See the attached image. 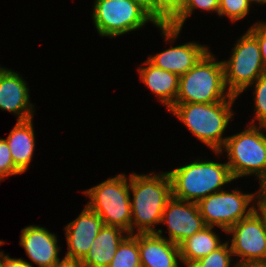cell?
Masks as SVG:
<instances>
[{"instance_id": "6da1fadb", "label": "cell", "mask_w": 266, "mask_h": 267, "mask_svg": "<svg viewBox=\"0 0 266 267\" xmlns=\"http://www.w3.org/2000/svg\"><path fill=\"white\" fill-rule=\"evenodd\" d=\"M133 173L129 176V188L133 195L131 203V234L155 233L161 223L167 201L172 197L168 172L154 174Z\"/></svg>"}, {"instance_id": "7a4b0ae2", "label": "cell", "mask_w": 266, "mask_h": 267, "mask_svg": "<svg viewBox=\"0 0 266 267\" xmlns=\"http://www.w3.org/2000/svg\"><path fill=\"white\" fill-rule=\"evenodd\" d=\"M172 197L198 203L234 181L227 163L197 159L168 172Z\"/></svg>"}, {"instance_id": "3957f363", "label": "cell", "mask_w": 266, "mask_h": 267, "mask_svg": "<svg viewBox=\"0 0 266 267\" xmlns=\"http://www.w3.org/2000/svg\"><path fill=\"white\" fill-rule=\"evenodd\" d=\"M234 101L217 103H175L169 110L198 140L215 151H220L227 139L223 133L234 110Z\"/></svg>"}, {"instance_id": "277c9868", "label": "cell", "mask_w": 266, "mask_h": 267, "mask_svg": "<svg viewBox=\"0 0 266 267\" xmlns=\"http://www.w3.org/2000/svg\"><path fill=\"white\" fill-rule=\"evenodd\" d=\"M210 50L180 76L175 103H217L235 101L225 85L224 65Z\"/></svg>"}, {"instance_id": "5b68a950", "label": "cell", "mask_w": 266, "mask_h": 267, "mask_svg": "<svg viewBox=\"0 0 266 267\" xmlns=\"http://www.w3.org/2000/svg\"><path fill=\"white\" fill-rule=\"evenodd\" d=\"M266 131L265 125H249L245 130L227 136L223 149L215 154L227 152V165L233 178L255 175L261 183L266 178ZM262 130V131H261Z\"/></svg>"}, {"instance_id": "8992f818", "label": "cell", "mask_w": 266, "mask_h": 267, "mask_svg": "<svg viewBox=\"0 0 266 267\" xmlns=\"http://www.w3.org/2000/svg\"><path fill=\"white\" fill-rule=\"evenodd\" d=\"M87 207L100 216L104 225L117 226L131 234L129 177L118 174L84 191Z\"/></svg>"}, {"instance_id": "52a82bcc", "label": "cell", "mask_w": 266, "mask_h": 267, "mask_svg": "<svg viewBox=\"0 0 266 267\" xmlns=\"http://www.w3.org/2000/svg\"><path fill=\"white\" fill-rule=\"evenodd\" d=\"M93 7V23L103 37L114 38L139 30L147 22L159 25L149 11L134 0H95Z\"/></svg>"}, {"instance_id": "ba28073f", "label": "cell", "mask_w": 266, "mask_h": 267, "mask_svg": "<svg viewBox=\"0 0 266 267\" xmlns=\"http://www.w3.org/2000/svg\"><path fill=\"white\" fill-rule=\"evenodd\" d=\"M229 60H223L225 85L233 96L266 73L257 39L247 30L234 45Z\"/></svg>"}, {"instance_id": "9c48e42d", "label": "cell", "mask_w": 266, "mask_h": 267, "mask_svg": "<svg viewBox=\"0 0 266 267\" xmlns=\"http://www.w3.org/2000/svg\"><path fill=\"white\" fill-rule=\"evenodd\" d=\"M255 193H242L235 188L232 192L225 189L201 199L197 204L206 226H217L225 232L243 218L248 217L256 207ZM250 206V207H248Z\"/></svg>"}, {"instance_id": "30bf717a", "label": "cell", "mask_w": 266, "mask_h": 267, "mask_svg": "<svg viewBox=\"0 0 266 267\" xmlns=\"http://www.w3.org/2000/svg\"><path fill=\"white\" fill-rule=\"evenodd\" d=\"M226 234L232 235L230 248L233 256L240 257L238 266L266 265V225L256 209Z\"/></svg>"}, {"instance_id": "8fae6325", "label": "cell", "mask_w": 266, "mask_h": 267, "mask_svg": "<svg viewBox=\"0 0 266 267\" xmlns=\"http://www.w3.org/2000/svg\"><path fill=\"white\" fill-rule=\"evenodd\" d=\"M168 226V241L179 245L185 239L206 227L196 202L171 197L162 213L161 224Z\"/></svg>"}, {"instance_id": "7c38bea8", "label": "cell", "mask_w": 266, "mask_h": 267, "mask_svg": "<svg viewBox=\"0 0 266 267\" xmlns=\"http://www.w3.org/2000/svg\"><path fill=\"white\" fill-rule=\"evenodd\" d=\"M103 226L100 216L85 206L79 216L65 227L68 251L64 258L81 262Z\"/></svg>"}, {"instance_id": "4fadbf2b", "label": "cell", "mask_w": 266, "mask_h": 267, "mask_svg": "<svg viewBox=\"0 0 266 267\" xmlns=\"http://www.w3.org/2000/svg\"><path fill=\"white\" fill-rule=\"evenodd\" d=\"M27 84L18 72L0 68V109L14 113L17 121L31 119L35 114V106L29 101Z\"/></svg>"}, {"instance_id": "5bb4252c", "label": "cell", "mask_w": 266, "mask_h": 267, "mask_svg": "<svg viewBox=\"0 0 266 267\" xmlns=\"http://www.w3.org/2000/svg\"><path fill=\"white\" fill-rule=\"evenodd\" d=\"M19 244L38 267H53L61 261L57 236L44 227L30 225L23 228Z\"/></svg>"}, {"instance_id": "9a60e30c", "label": "cell", "mask_w": 266, "mask_h": 267, "mask_svg": "<svg viewBox=\"0 0 266 267\" xmlns=\"http://www.w3.org/2000/svg\"><path fill=\"white\" fill-rule=\"evenodd\" d=\"M162 232L138 233L141 267H179V246L163 238Z\"/></svg>"}, {"instance_id": "2e32d148", "label": "cell", "mask_w": 266, "mask_h": 267, "mask_svg": "<svg viewBox=\"0 0 266 267\" xmlns=\"http://www.w3.org/2000/svg\"><path fill=\"white\" fill-rule=\"evenodd\" d=\"M208 51L207 46L190 41L150 56L147 60L158 68L181 76L188 72Z\"/></svg>"}, {"instance_id": "e0dca14e", "label": "cell", "mask_w": 266, "mask_h": 267, "mask_svg": "<svg viewBox=\"0 0 266 267\" xmlns=\"http://www.w3.org/2000/svg\"><path fill=\"white\" fill-rule=\"evenodd\" d=\"M143 64V67H138L141 81L157 96L158 100L169 111L176 102L180 76L158 68L148 60L144 61Z\"/></svg>"}, {"instance_id": "ac0fdd59", "label": "cell", "mask_w": 266, "mask_h": 267, "mask_svg": "<svg viewBox=\"0 0 266 267\" xmlns=\"http://www.w3.org/2000/svg\"><path fill=\"white\" fill-rule=\"evenodd\" d=\"M128 234L120 227L104 225L92 242L89 252L80 262L82 267H107L119 244Z\"/></svg>"}, {"instance_id": "d6986e66", "label": "cell", "mask_w": 266, "mask_h": 267, "mask_svg": "<svg viewBox=\"0 0 266 267\" xmlns=\"http://www.w3.org/2000/svg\"><path fill=\"white\" fill-rule=\"evenodd\" d=\"M32 120L31 118L25 121H17L7 139H5L15 166L22 173L28 170L35 150V133Z\"/></svg>"}, {"instance_id": "ffe728a7", "label": "cell", "mask_w": 266, "mask_h": 267, "mask_svg": "<svg viewBox=\"0 0 266 267\" xmlns=\"http://www.w3.org/2000/svg\"><path fill=\"white\" fill-rule=\"evenodd\" d=\"M213 228L214 226H206L178 245L180 261L185 267L209 255L223 244Z\"/></svg>"}, {"instance_id": "44dd1931", "label": "cell", "mask_w": 266, "mask_h": 267, "mask_svg": "<svg viewBox=\"0 0 266 267\" xmlns=\"http://www.w3.org/2000/svg\"><path fill=\"white\" fill-rule=\"evenodd\" d=\"M197 8L208 12L215 11L218 14L219 0H187L181 12L169 24H159L157 26L161 30L162 38L164 37L166 42H174L188 16Z\"/></svg>"}, {"instance_id": "7402d4cb", "label": "cell", "mask_w": 266, "mask_h": 267, "mask_svg": "<svg viewBox=\"0 0 266 267\" xmlns=\"http://www.w3.org/2000/svg\"><path fill=\"white\" fill-rule=\"evenodd\" d=\"M107 267H141L137 233L128 234L123 239Z\"/></svg>"}, {"instance_id": "603a6c76", "label": "cell", "mask_w": 266, "mask_h": 267, "mask_svg": "<svg viewBox=\"0 0 266 267\" xmlns=\"http://www.w3.org/2000/svg\"><path fill=\"white\" fill-rule=\"evenodd\" d=\"M187 0H152L151 16L158 24H169L182 10Z\"/></svg>"}, {"instance_id": "cb8c5ba5", "label": "cell", "mask_w": 266, "mask_h": 267, "mask_svg": "<svg viewBox=\"0 0 266 267\" xmlns=\"http://www.w3.org/2000/svg\"><path fill=\"white\" fill-rule=\"evenodd\" d=\"M229 244V240L225 243L223 242L219 248L194 262L189 267H239L236 263L231 264L233 253Z\"/></svg>"}, {"instance_id": "d4e9b609", "label": "cell", "mask_w": 266, "mask_h": 267, "mask_svg": "<svg viewBox=\"0 0 266 267\" xmlns=\"http://www.w3.org/2000/svg\"><path fill=\"white\" fill-rule=\"evenodd\" d=\"M252 85L254 86V110L256 111L255 117L250 121L251 125H254L257 120L259 125L266 126V73L248 87H252Z\"/></svg>"}, {"instance_id": "484cf974", "label": "cell", "mask_w": 266, "mask_h": 267, "mask_svg": "<svg viewBox=\"0 0 266 267\" xmlns=\"http://www.w3.org/2000/svg\"><path fill=\"white\" fill-rule=\"evenodd\" d=\"M250 5L248 0H219L218 15L236 22L249 14Z\"/></svg>"}, {"instance_id": "4316f807", "label": "cell", "mask_w": 266, "mask_h": 267, "mask_svg": "<svg viewBox=\"0 0 266 267\" xmlns=\"http://www.w3.org/2000/svg\"><path fill=\"white\" fill-rule=\"evenodd\" d=\"M23 174L14 164L5 139H0V182L6 177Z\"/></svg>"}, {"instance_id": "83f0119b", "label": "cell", "mask_w": 266, "mask_h": 267, "mask_svg": "<svg viewBox=\"0 0 266 267\" xmlns=\"http://www.w3.org/2000/svg\"><path fill=\"white\" fill-rule=\"evenodd\" d=\"M248 31L258 41L260 52H261V57H262V62H263V67L265 68V71H266V22L257 21L248 29Z\"/></svg>"}, {"instance_id": "f1b7e54d", "label": "cell", "mask_w": 266, "mask_h": 267, "mask_svg": "<svg viewBox=\"0 0 266 267\" xmlns=\"http://www.w3.org/2000/svg\"><path fill=\"white\" fill-rule=\"evenodd\" d=\"M256 194L255 205L257 206L255 207L257 208V212L263 217L266 225V193L260 188Z\"/></svg>"}, {"instance_id": "f546056e", "label": "cell", "mask_w": 266, "mask_h": 267, "mask_svg": "<svg viewBox=\"0 0 266 267\" xmlns=\"http://www.w3.org/2000/svg\"><path fill=\"white\" fill-rule=\"evenodd\" d=\"M3 267H34L32 263L23 260L22 258H10L8 254H4Z\"/></svg>"}, {"instance_id": "4dcf8cb0", "label": "cell", "mask_w": 266, "mask_h": 267, "mask_svg": "<svg viewBox=\"0 0 266 267\" xmlns=\"http://www.w3.org/2000/svg\"><path fill=\"white\" fill-rule=\"evenodd\" d=\"M53 267H82L79 261L68 260L63 258L59 263L55 264Z\"/></svg>"}, {"instance_id": "1f68e13d", "label": "cell", "mask_w": 266, "mask_h": 267, "mask_svg": "<svg viewBox=\"0 0 266 267\" xmlns=\"http://www.w3.org/2000/svg\"><path fill=\"white\" fill-rule=\"evenodd\" d=\"M139 2L141 5H143L150 13L151 15V4H152V0H134Z\"/></svg>"}, {"instance_id": "d6a6232c", "label": "cell", "mask_w": 266, "mask_h": 267, "mask_svg": "<svg viewBox=\"0 0 266 267\" xmlns=\"http://www.w3.org/2000/svg\"><path fill=\"white\" fill-rule=\"evenodd\" d=\"M5 243L2 240H0V246ZM3 263H4V253L3 251L0 252V267H3Z\"/></svg>"}, {"instance_id": "836d02e7", "label": "cell", "mask_w": 266, "mask_h": 267, "mask_svg": "<svg viewBox=\"0 0 266 267\" xmlns=\"http://www.w3.org/2000/svg\"><path fill=\"white\" fill-rule=\"evenodd\" d=\"M249 3L252 5L253 3H258V4H266V0H248Z\"/></svg>"}, {"instance_id": "e575fe53", "label": "cell", "mask_w": 266, "mask_h": 267, "mask_svg": "<svg viewBox=\"0 0 266 267\" xmlns=\"http://www.w3.org/2000/svg\"><path fill=\"white\" fill-rule=\"evenodd\" d=\"M260 188L266 193V178L260 183Z\"/></svg>"}, {"instance_id": "d590c367", "label": "cell", "mask_w": 266, "mask_h": 267, "mask_svg": "<svg viewBox=\"0 0 266 267\" xmlns=\"http://www.w3.org/2000/svg\"><path fill=\"white\" fill-rule=\"evenodd\" d=\"M239 267H266V265H256V266H239Z\"/></svg>"}]
</instances>
